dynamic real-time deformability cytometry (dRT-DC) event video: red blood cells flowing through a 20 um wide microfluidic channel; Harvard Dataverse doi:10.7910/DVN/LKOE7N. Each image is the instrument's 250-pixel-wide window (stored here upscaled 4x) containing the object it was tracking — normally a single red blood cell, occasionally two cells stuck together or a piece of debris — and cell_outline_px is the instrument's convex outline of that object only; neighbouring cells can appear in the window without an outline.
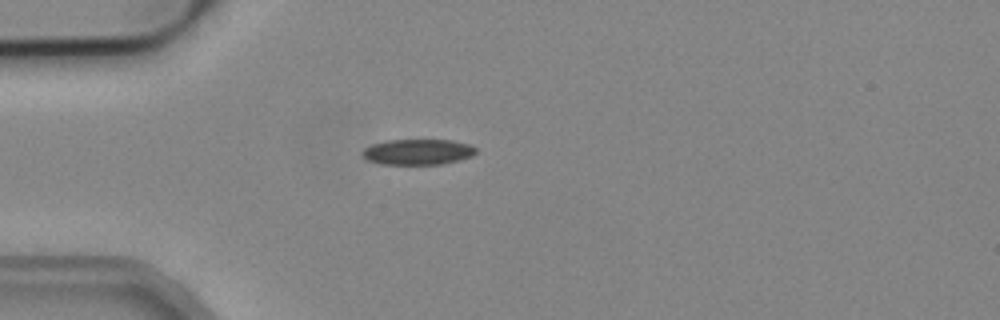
{"species": "common noctule bat (a hibernating species)", "species_latin": "Nyctalus noctula", "temperature_condition": "cold", "stored_images_in_passage": 2, "camera_frame_rate_fps": 3000, "um_per_image_px": 0.085, "animal": {"sex": "male", "body_mass_g": 19.2, "forearm_length_mm": 51.8}, "frame": {"image": 1, "passage_image": 1, "time_ms": 0.0, "image_size_px": [1000, 320], "cell_outline_px": [[476, 152], [472, 156], [460, 160], [440, 164], [380, 164], [368, 160], [360, 152], [364, 148], [372, 144], [388, 140], [452, 140], [468, 144], [476, 148]], "centroid_in_image_um": [35.51, 12.91], "position_along_channel_um": 49.5, "area_um2": 16.94}}